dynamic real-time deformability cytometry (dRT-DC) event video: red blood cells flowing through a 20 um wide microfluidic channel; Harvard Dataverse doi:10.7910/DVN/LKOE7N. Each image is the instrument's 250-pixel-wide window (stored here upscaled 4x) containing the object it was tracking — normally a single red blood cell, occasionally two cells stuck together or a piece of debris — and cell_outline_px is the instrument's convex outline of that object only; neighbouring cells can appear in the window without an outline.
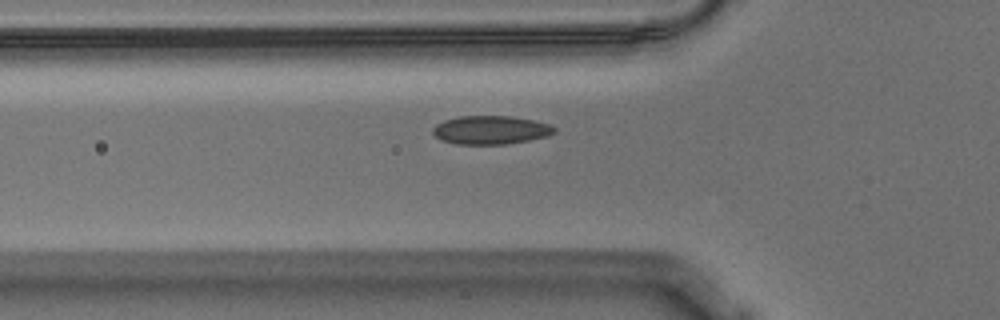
{"species": "Egyptian fruit bat (a non-hibernating species)", "species_latin": "Rousettus aegyptiacus", "temperature_condition": "warm", "stored_images_in_passage": 41, "camera_frame_rate_fps": 3000, "um_per_image_px": 0.085, "animal": {"sex": "male"}, "frame": {"image": 1, "passage_image": 10, "time_ms": 3.0, "image_size_px": [1000, 320], "cell_outline_px": [[556, 132], [548, 136], [528, 140], [504, 144], [456, 144], [440, 140], [432, 132], [432, 128], [436, 124], [444, 120], [460, 116], [508, 116], [532, 120], [548, 124], [556, 128]], "centroid_in_image_um": [41.68, 11.05], "position_along_channel_um": 84.1, "area_um2": 20.11}}
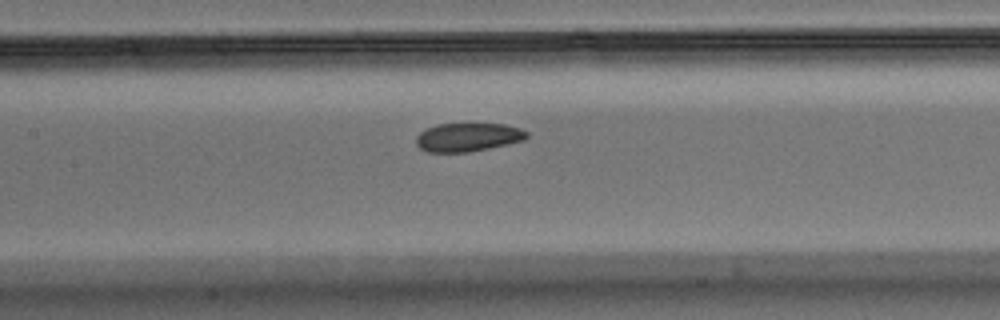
{"frame": {"image": 2, "passage_image": 17, "time_ms": 5.333, "image_size_px": [1000, 320], "cell_outline_px": [[528, 136], [524, 140], [488, 148], [468, 152], [428, 152], [420, 148], [416, 144], [416, 136], [424, 128], [436, 124], [504, 124], [520, 128], [528, 132]], "centroid_in_image_um": [39.74, 11.65], "position_along_channel_um": 167.7, "area_um2": 18.38}}
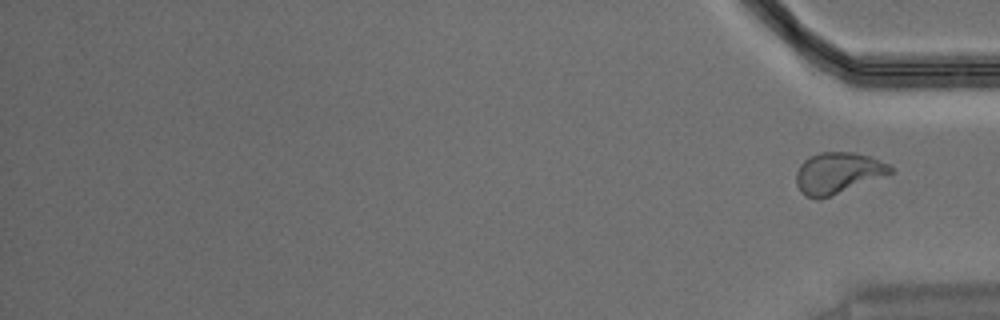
{"frame": {"image": 3, "passage_image": 41, "time_ms": 13.333, "image_size_px": [1000, 320], "cell_outline_px": [[896, 172], [820, 200], [816, 200], [804, 196], [800, 192], [796, 184], [796, 172], [800, 164], [808, 156], [820, 152], [856, 152], [868, 156], [888, 164]], "centroid_in_image_um": [71.19, 14.72], "position_along_channel_um": 364.0, "area_um2": 22.95}}